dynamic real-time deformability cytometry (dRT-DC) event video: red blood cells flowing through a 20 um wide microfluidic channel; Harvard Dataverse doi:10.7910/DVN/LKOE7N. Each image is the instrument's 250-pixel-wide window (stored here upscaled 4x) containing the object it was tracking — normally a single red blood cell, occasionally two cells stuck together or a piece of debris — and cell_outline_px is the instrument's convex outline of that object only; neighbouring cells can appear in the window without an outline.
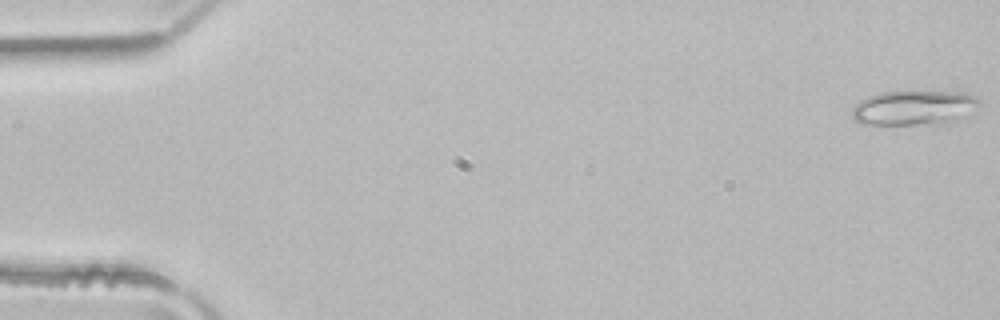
{"species": "common noctule bat (a hibernating species)", "species_latin": "Nyctalus noctula", "temperature_condition": "room temperature", "stored_images_in_passage": 50, "camera_frame_rate_fps": 3000, "um_per_image_px": 0.085, "animal": {"sex": "male", "body_mass_g": 21.5, "forearm_length_mm": 52.0}, "frame": {"image": 1, "passage_image": 1, "time_ms": 0.0, "image_size_px": [1000, 320], "cell_outline_px": [[980, 108], [968, 116], [952, 124], [860, 124], [852, 120], [852, 108], [860, 100], [868, 96], [880, 92], [968, 92], [976, 96], [980, 100]], "centroid_in_image_um": [77.78, 9.18], "position_along_channel_um": 7.2, "area_um2": 26.47}}
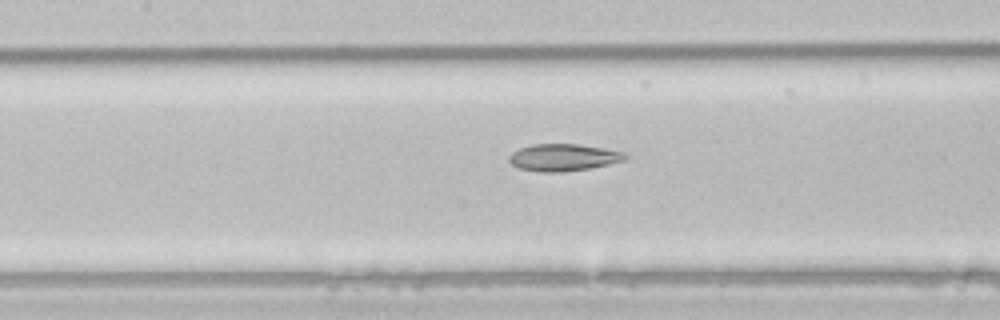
{"frame": {"image": 2, "passage_image": 23, "time_ms": 7.333, "image_size_px": [1000, 320], "cell_outline_px": [[628, 156], [624, 160], [608, 164], [588, 168], [564, 172], [536, 172], [520, 168], [512, 164], [508, 160], [508, 156], [512, 152], [520, 148], [532, 144], [576, 144], [604, 148], [624, 152]], "centroid_in_image_um": [47.85, 13.38], "position_along_channel_um": 159.5, "area_um2": 18.26}}
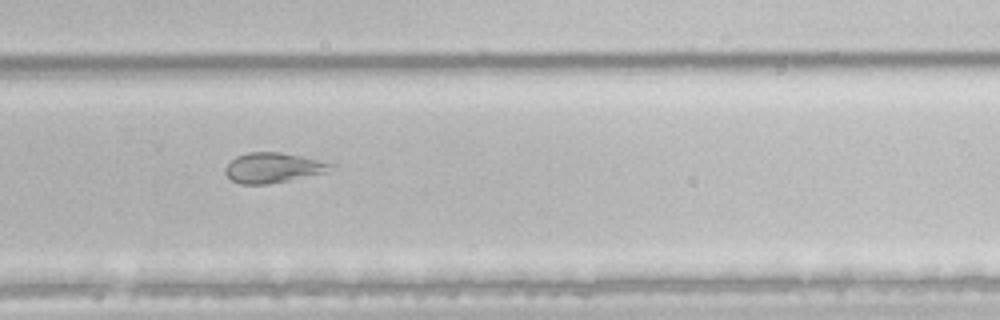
{"frame": {"image": 3, "passage_image": 34, "time_ms": 11.0, "image_size_px": [1000, 320], "cell_outline_px": [[336, 168], [328, 172], [268, 184], [240, 184], [232, 180], [224, 172], [224, 168], [236, 156], [248, 152], [280, 152], [300, 156], [336, 164]], "centroid_in_image_um": [23.23, 14.25], "position_along_channel_um": 306.6, "area_um2": 18.5}, "authors_computed_cell_mechanics": {"area_um2": 22.7154, "velocity_mm_per_s": 4.0311, "shape_relaxation_time_tau1_ms": 5.7974, "shape_relaxation_time_tau2_ms": 2.1741, "deformation_change_tau1": 0.1698, "deformation_change_tau2": 0.0887}}